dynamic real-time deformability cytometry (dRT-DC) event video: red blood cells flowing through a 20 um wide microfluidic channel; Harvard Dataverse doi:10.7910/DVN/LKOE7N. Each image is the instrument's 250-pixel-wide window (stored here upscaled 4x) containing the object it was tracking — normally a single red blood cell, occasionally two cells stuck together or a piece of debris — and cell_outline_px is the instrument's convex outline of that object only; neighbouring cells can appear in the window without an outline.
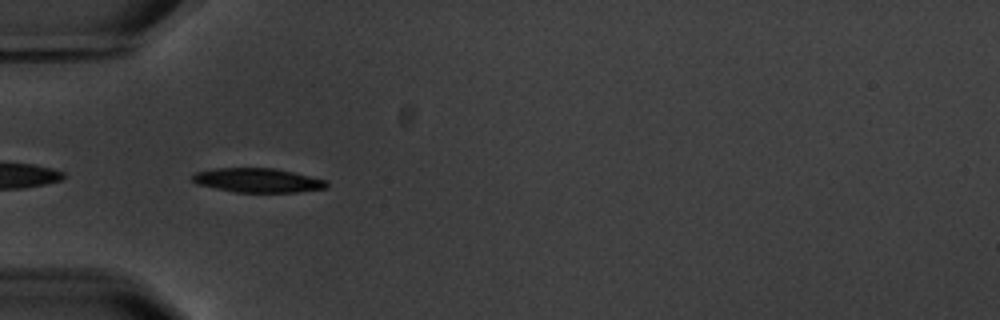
{"species": "common noctule bat (a hibernating species)", "species_latin": "Nyctalus noctula", "temperature_condition": "warm", "stored_images_in_passage": 8, "camera_frame_rate_fps": 3000, "um_per_image_px": 0.085, "animal": {"sex": "male", "body_mass_g": 20.1, "forearm_length_mm": 53.5}, "frame": {"image": 1, "passage_image": 4, "time_ms": 3.333, "image_size_px": [1000, 320], "cell_outline_px": [[328, 188], [296, 192], [236, 192], [196, 184], [192, 180], [192, 176], [196, 172], [216, 168], [276, 168], [328, 180]], "centroid_in_image_um": [21.94, 15.32], "position_along_channel_um": 63.1, "area_um2": 18.96}}
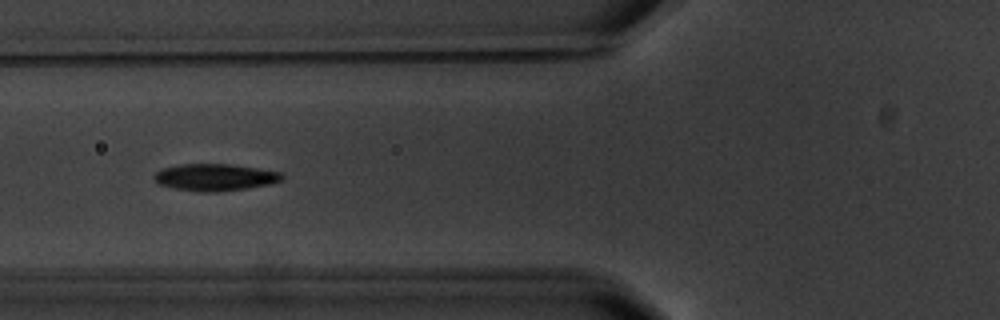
{"frame": {"image": 2, "passage_image": 5, "time_ms": 4.667, "image_size_px": [1000, 320], "cell_outline_px": [[284, 176], [280, 180], [272, 184], [248, 188], [216, 192], [200, 192], [176, 188], [160, 184], [152, 176], [160, 168], [180, 164], [228, 164], [256, 168], [280, 172]], "centroid_in_image_um": [18.26, 15.06], "position_along_channel_um": 107.5, "area_um2": 20.0}}
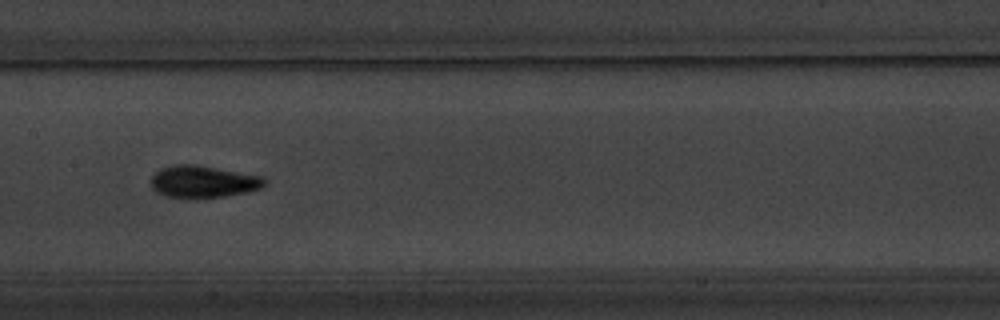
{"frame": {"image": 3, "passage_image": 7, "time_ms": 7.0, "image_size_px": [1000, 320], "cell_outline_px": [[268, 184], [260, 188], [248, 192], [224, 196], [196, 200], [164, 196], [156, 192], [152, 188], [148, 180], [160, 168], [176, 164], [196, 164], [264, 176], [268, 180]], "centroid_in_image_um": [17.26, 15.46], "position_along_channel_um": 190.1, "area_um2": 22.08}}